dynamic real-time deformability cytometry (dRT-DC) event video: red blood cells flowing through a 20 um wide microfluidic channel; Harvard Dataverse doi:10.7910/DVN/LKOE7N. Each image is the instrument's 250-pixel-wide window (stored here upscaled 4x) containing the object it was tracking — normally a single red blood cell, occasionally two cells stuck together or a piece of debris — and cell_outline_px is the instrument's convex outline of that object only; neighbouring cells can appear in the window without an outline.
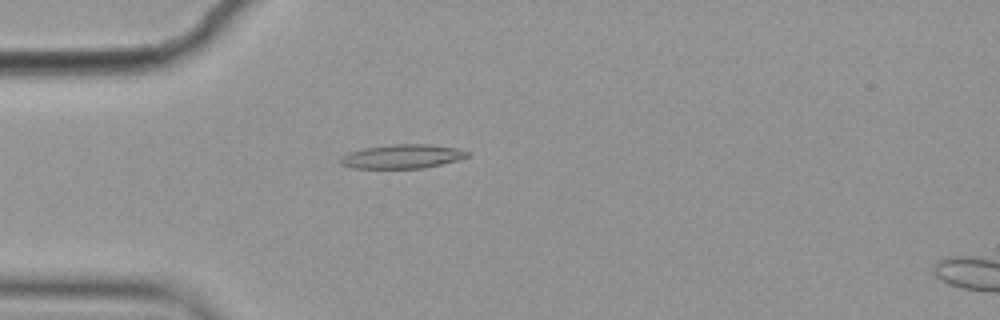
{"species": "common noctule bat (a hibernating species)", "species_latin": "Nyctalus noctula", "temperature_condition": "cold", "stored_images_in_passage": 6, "camera_frame_rate_fps": 3000, "um_per_image_px": 0.085, "animal": {"sex": "female", "body_mass_g": 19.9}, "frame": {"image": 1, "passage_image": 5, "time_ms": 1.333, "image_size_px": [1000, 320], "cell_outline_px": [[472, 152], [468, 156], [456, 160], [440, 164], [420, 168], [352, 168], [340, 164], [340, 156], [348, 152], [364, 148], [392, 144], [432, 144], [460, 148]], "centroid_in_image_um": [34.19, 13.28], "position_along_channel_um": 50.8, "area_um2": 17.86}}